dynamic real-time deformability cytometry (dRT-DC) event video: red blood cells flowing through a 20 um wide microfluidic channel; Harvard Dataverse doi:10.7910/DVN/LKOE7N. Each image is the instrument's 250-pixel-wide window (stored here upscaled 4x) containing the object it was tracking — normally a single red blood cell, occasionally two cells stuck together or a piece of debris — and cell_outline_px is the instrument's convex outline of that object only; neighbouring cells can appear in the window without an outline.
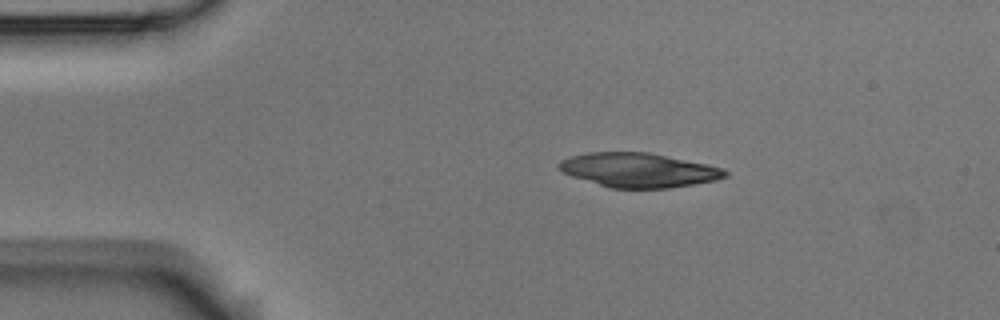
{"species": "Egyptian fruit bat (a non-hibernating species)", "species_latin": "Rousettus aegyptiacus", "temperature_condition": "room temperature", "stored_images_in_passage": 3, "camera_frame_rate_fps": 3000, "um_per_image_px": 0.085, "animal": {"sex": "male"}, "frame": {"image": 1, "passage_image": 1, "time_ms": 0.0, "image_size_px": [1000, 320], "cell_outline_px": [[728, 176], [716, 180], [696, 184], [668, 188], [608, 188], [572, 176], [564, 172], [556, 164], [560, 160], [572, 156], [588, 152], [648, 152], [708, 164], [724, 168], [728, 172]], "centroid_in_image_um": [54.31, 14.46], "position_along_channel_um": 30.7, "area_um2": 33.29}}